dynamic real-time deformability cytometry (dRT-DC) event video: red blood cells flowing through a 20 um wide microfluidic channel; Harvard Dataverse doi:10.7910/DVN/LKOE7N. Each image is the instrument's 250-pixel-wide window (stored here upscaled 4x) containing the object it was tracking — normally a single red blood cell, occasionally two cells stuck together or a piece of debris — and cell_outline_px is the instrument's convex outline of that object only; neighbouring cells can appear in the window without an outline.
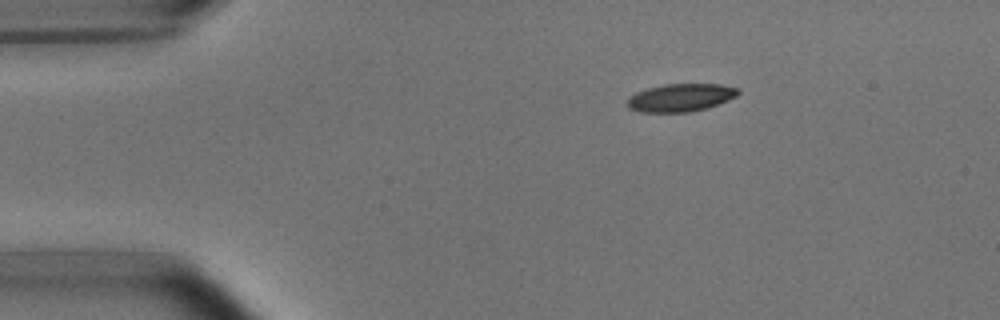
{"species": "common noctule bat (a hibernating species)", "species_latin": "Nyctalus noctula", "temperature_condition": "room temperature", "stored_images_in_passage": 45, "camera_frame_rate_fps": 3000, "um_per_image_px": 0.085, "animal": {"sex": "male", "body_mass_g": 15.6}, "frame": {"image": 1, "passage_image": 1, "time_ms": 0.0, "image_size_px": [1000, 320], "cell_outline_px": [[740, 92], [736, 96], [728, 100], [708, 108], [688, 112], [640, 112], [628, 108], [628, 96], [636, 92], [648, 88], [664, 84], [720, 84], [736, 88]], "centroid_in_image_um": [57.83, 8.3], "position_along_channel_um": 27.2, "area_um2": 17.98}}
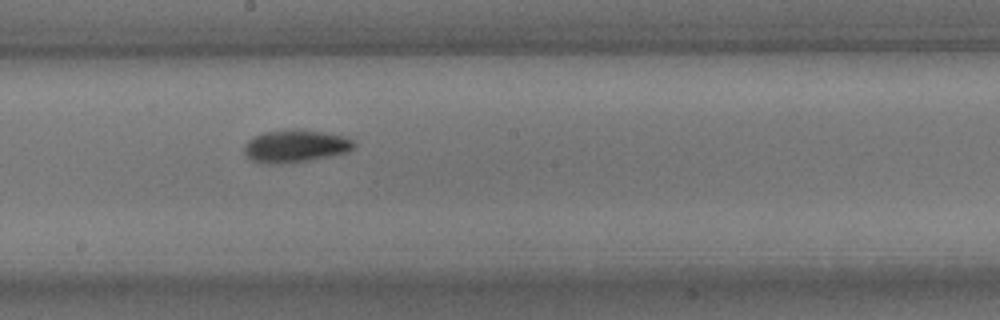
{"frame": {"image": 2, "passage_image": 21, "time_ms": 6.667, "image_size_px": [1000, 320], "cell_outline_px": [[356, 144], [348, 152], [332, 156], [308, 160], [276, 164], [260, 164], [252, 160], [244, 152], [244, 144], [252, 136], [264, 132], [288, 128], [292, 128], [320, 132], [344, 136], [352, 140]], "centroid_in_image_um": [25.07, 12.41], "position_along_channel_um": 223.1, "area_um2": 20.98}}
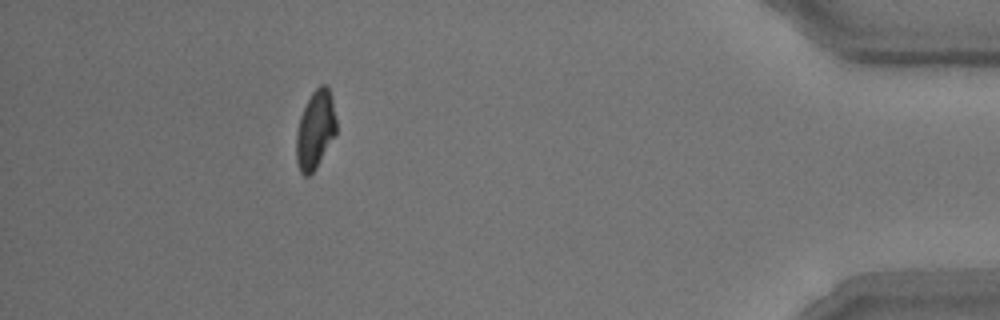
{"frame": {"image": 3, "passage_image": 40, "time_ms": 13.0, "image_size_px": [1000, 320], "cell_outline_px": [[336, 132], [316, 168], [308, 176], [304, 176], [300, 172], [296, 160], [296, 132], [300, 116], [312, 92], [320, 84], [324, 84], [328, 88], [332, 100], [336, 120]], "centroid_in_image_um": [26.78, 11.04], "position_along_channel_um": 408.4, "area_um2": 18.03}, "authors_computed_cell_mechanics": {"area_um2": 19.074, "velocity_mm_per_s": 3.7805, "shape_relaxation_time_tau1_ms": 2.7885, "shape_relaxation_time_tau2_ms": 2.967, "deformation_change_tau1": 0.1382, "deformation_change_tau2": 0.0873}}